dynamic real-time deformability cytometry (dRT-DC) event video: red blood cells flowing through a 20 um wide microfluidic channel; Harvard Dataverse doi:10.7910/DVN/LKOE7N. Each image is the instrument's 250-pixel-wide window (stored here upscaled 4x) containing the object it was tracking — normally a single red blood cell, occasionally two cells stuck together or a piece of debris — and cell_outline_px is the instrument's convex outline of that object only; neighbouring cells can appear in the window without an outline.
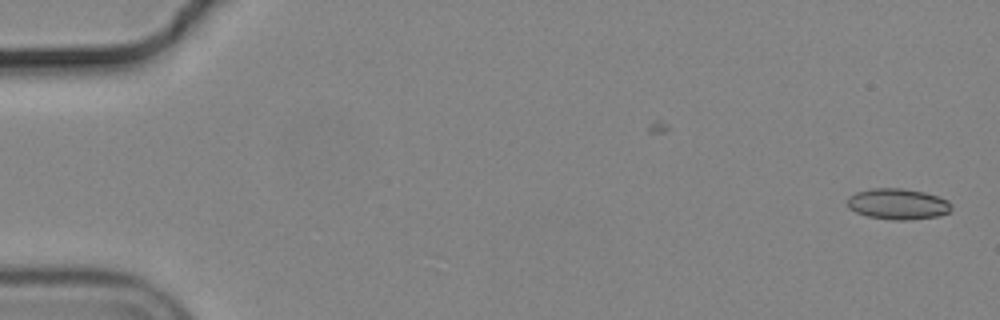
{"species": "common noctule bat (a hibernating species)", "species_latin": "Nyctalus noctula", "temperature_condition": "cold", "stored_images_in_passage": 55, "camera_frame_rate_fps": 3000, "um_per_image_px": 0.085, "animal": {"sex": "male", "body_mass_g": 19.2, "forearm_length_mm": 51.8}, "frame": {"image": 1, "passage_image": 1, "time_ms": 0.0, "image_size_px": [1000, 320], "cell_outline_px": [[952, 208], [948, 212], [940, 216], [904, 220], [892, 220], [868, 216], [856, 212], [848, 208], [848, 196], [856, 192], [872, 188], [900, 188], [924, 192], [948, 200], [952, 204]], "centroid_in_image_um": [76.31, 17.34], "position_along_channel_um": 8.7, "area_um2": 18.73}}
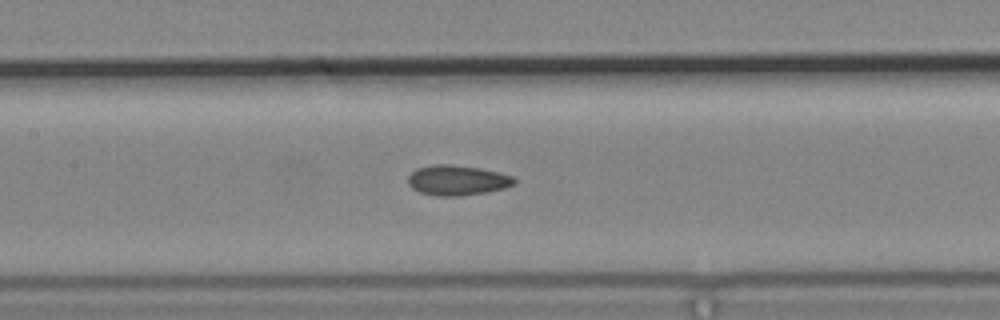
{"frame": {"image": 2, "passage_image": 26, "time_ms": 8.333, "image_size_px": [1000, 320], "cell_outline_px": [[516, 184], [504, 188], [488, 192], [460, 196], [436, 196], [420, 192], [412, 188], [408, 184], [408, 176], [416, 168], [436, 164], [448, 164], [480, 168], [512, 176], [516, 180]], "centroid_in_image_um": [38.86, 15.33], "position_along_channel_um": 168.5, "area_um2": 18.67}}
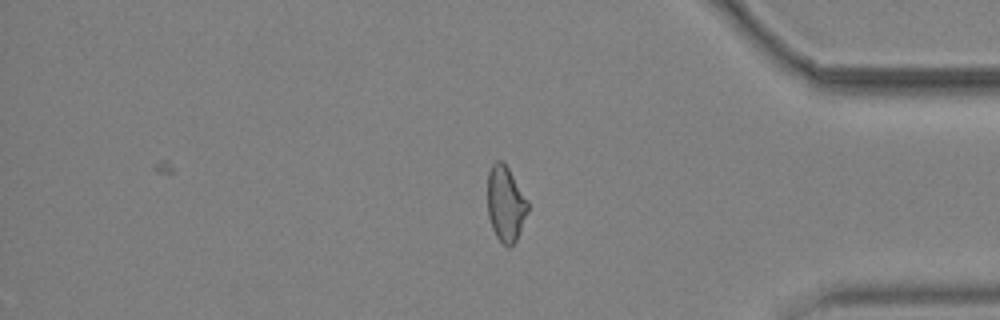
{"frame": {"image": 3, "passage_image": 46, "time_ms": 15.0, "image_size_px": [1000, 320], "cell_outline_px": [[528, 212], [516, 240], [508, 248], [496, 236], [492, 228], [488, 216], [488, 172], [492, 164], [496, 160], [504, 160], [528, 200]], "centroid_in_image_um": [42.98, 17.28], "position_along_channel_um": 392.2, "area_um2": 17.8}, "authors_computed_cell_mechanics": {"area_um2": 18.2648, "velocity_mm_per_s": 3.7004, "shape_relaxation_time_tau1_ms": null, "shape_relaxation_time_tau2_ms": 2.582, "deformation_change_tau1": null, "deformation_change_tau2": 0.0705}}